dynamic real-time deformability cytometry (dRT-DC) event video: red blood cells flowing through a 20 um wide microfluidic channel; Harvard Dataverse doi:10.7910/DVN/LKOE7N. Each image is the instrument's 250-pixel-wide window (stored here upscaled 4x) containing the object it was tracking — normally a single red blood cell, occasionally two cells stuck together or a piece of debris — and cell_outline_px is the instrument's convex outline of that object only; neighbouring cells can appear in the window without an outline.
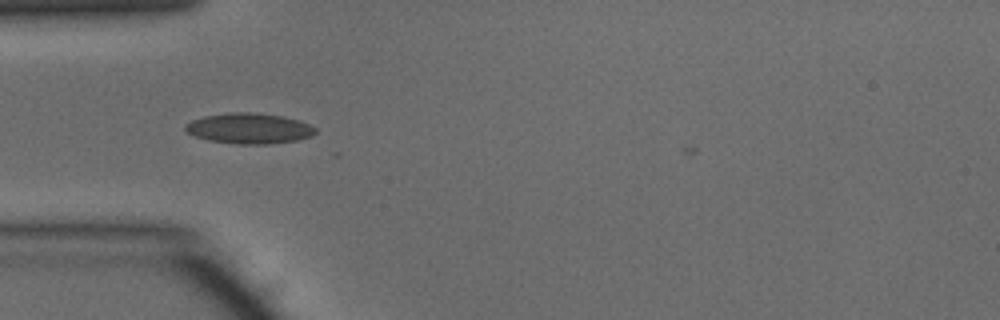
{"species": "common noctule bat (a hibernating species)", "species_latin": "Nyctalus noctula", "temperature_condition": "warm", "stored_images_in_passage": 32, "camera_frame_rate_fps": 3000, "um_per_image_px": 0.085, "animal": {"sex": "male", "body_mass_g": 15.6}, "frame": {"image": 1, "passage_image": 1, "time_ms": 0.0, "image_size_px": [1000, 320], "cell_outline_px": [[316, 132], [312, 136], [296, 140], [268, 144], [236, 144], [208, 140], [196, 136], [188, 132], [184, 128], [184, 124], [192, 120], [204, 116], [232, 112], [252, 112], [284, 116], [300, 120], [316, 128]], "centroid_in_image_um": [21.19, 10.91], "position_along_channel_um": 63.8, "area_um2": 23.18}}
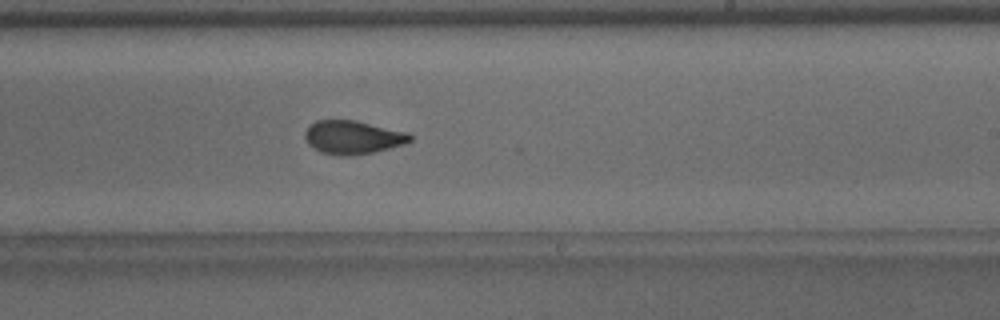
{"frame": {"image": 2, "passage_image": 15, "time_ms": 4.667, "image_size_px": [1000, 320], "cell_outline_px": [[416, 136], [412, 140], [404, 144], [372, 152], [344, 156], [340, 156], [320, 152], [308, 144], [304, 136], [304, 132], [316, 120], [356, 120], [408, 132]], "centroid_in_image_um": [30.01, 11.66], "position_along_channel_um": 259.0, "area_um2": 20.52}}
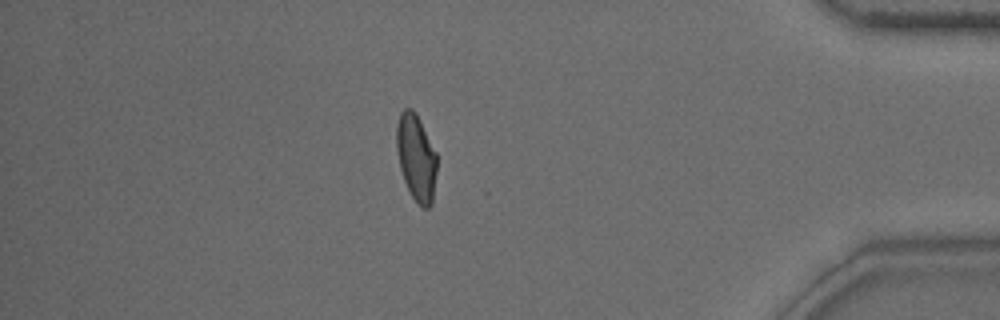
{"frame": {"image": 3, "passage_image": 28, "time_ms": 9.0, "image_size_px": [1000, 320], "cell_outline_px": [[436, 172], [432, 204], [428, 208], [424, 208], [416, 204], [404, 180], [400, 168], [396, 148], [396, 124], [400, 112], [404, 108], [412, 108], [416, 112], [436, 152]], "centroid_in_image_um": [35.36, 13.37], "position_along_channel_um": 399.8, "area_um2": 20.46}, "authors_computed_cell_mechanics": {"area_um2": 20.6635, "velocity_mm_per_s": 4.1725, "shape_relaxation_time_tau1_ms": 4.1515, "shape_relaxation_time_tau2_ms": 1.148, "deformation_change_tau1": 0.1605, "deformation_change_tau2": 0.0592}}